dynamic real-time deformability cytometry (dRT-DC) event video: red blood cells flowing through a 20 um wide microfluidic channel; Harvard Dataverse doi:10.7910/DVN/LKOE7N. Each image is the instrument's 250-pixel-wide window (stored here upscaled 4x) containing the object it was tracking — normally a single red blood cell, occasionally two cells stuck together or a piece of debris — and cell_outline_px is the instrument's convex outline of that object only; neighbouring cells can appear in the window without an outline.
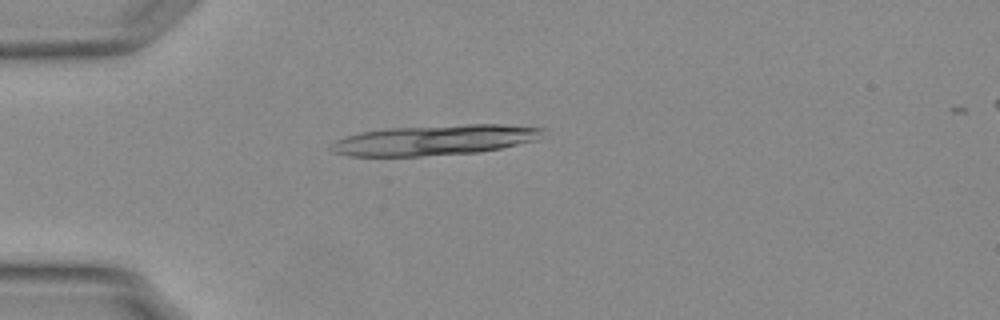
{"species": "Egyptian fruit bat (a non-hibernating species)", "species_latin": "Rousettus aegyptiacus", "temperature_condition": "warm", "stored_images_in_passage": 11, "segment_of_instrument_passage": [1, 2], "camera_frame_rate_fps": 3000, "um_per_image_px": 0.085, "animal": {"sex": "female"}, "frame": {"image": 1, "passage_image": 1, "time_ms": 0.0, "image_size_px": [1000, 320], "cell_outline_px": [[544, 128], [536, 140], [500, 148], [480, 152], [420, 156], [348, 156], [332, 152], [328, 148], [328, 144], [336, 140], [360, 132], [384, 128], [468, 124], [504, 124]], "centroid_in_image_um": [36.87, 11.9], "position_along_channel_um": 48.1, "area_um2": 37.45}}